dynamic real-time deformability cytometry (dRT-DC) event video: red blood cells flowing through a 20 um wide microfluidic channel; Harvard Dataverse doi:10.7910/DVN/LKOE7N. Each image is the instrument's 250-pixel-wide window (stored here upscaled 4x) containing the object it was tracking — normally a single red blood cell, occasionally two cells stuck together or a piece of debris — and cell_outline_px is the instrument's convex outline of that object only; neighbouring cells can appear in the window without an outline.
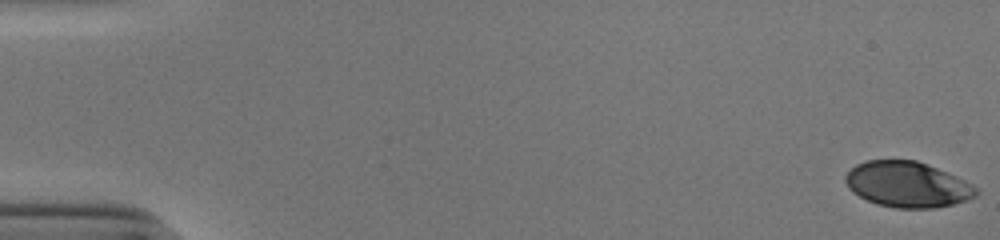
{"species": "human", "species_latin": "Homo sapiens", "temperature_condition": "cold", "stored_images_in_passage": 53, "camera_frame_rate_fps": 3000, "um_per_image_px": 0.085, "donor": {"sex": "male"}, "frame": {"image": 1, "passage_image": 1, "time_ms": 0.0, "image_size_px": [1000, 240], "cell_outline_px": [[980, 192], [976, 196], [952, 204], [936, 208], [896, 208], [880, 204], [868, 200], [852, 192], [848, 188], [844, 180], [844, 176], [856, 164], [864, 160], [916, 160], [928, 164], [956, 176], [972, 184]], "centroid_in_image_um": [77.12, 15.67], "position_along_channel_um": 7.9, "area_um2": 34.68}}
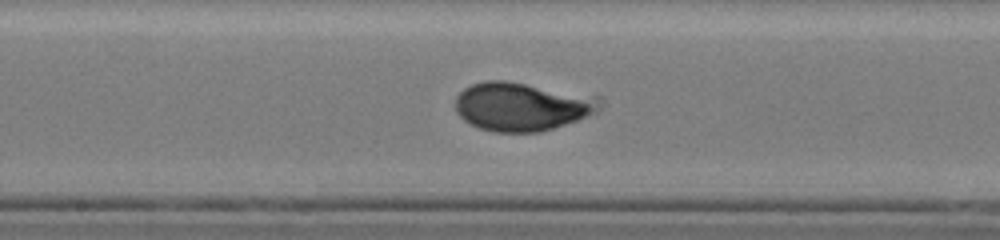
{"frame": {"image": 2, "passage_image": 29, "time_ms": 9.333, "image_size_px": [1000, 240], "cell_outline_px": [[592, 112], [576, 120], [540, 132], [492, 132], [480, 128], [464, 120], [456, 112], [456, 96], [464, 88], [472, 84], [484, 80], [504, 80], [524, 84], [580, 100], [588, 104], [592, 108]], "centroid_in_image_um": [43.91, 9.12], "position_along_channel_um": 204.3, "area_um2": 37.28}}
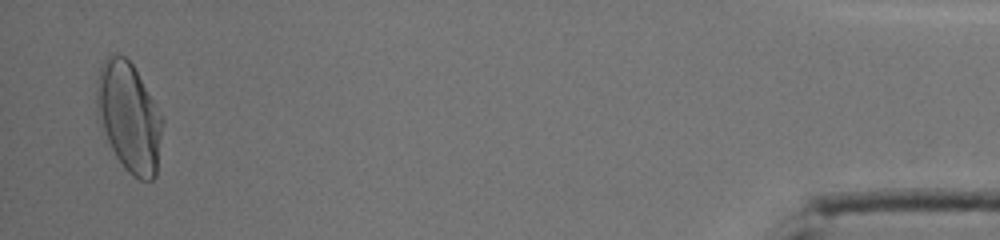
{"frame": {"image": 3, "passage_image": 52, "time_ms": 17.0, "image_size_px": [1000, 240], "cell_outline_px": [[164, 120], [156, 176], [152, 180], [140, 180], [132, 176], [124, 168], [116, 156], [96, 120], [96, 80], [100, 68], [104, 60], [112, 52], [116, 52], [124, 56], [132, 64]], "centroid_in_image_um": [10.94, 9.96], "position_along_channel_um": 424.3, "area_um2": 42.25}, "authors_computed_cell_mechanics": {"area_um2": 36.414, "velocity_mm_per_s": 3.9042, "shape_relaxation_time_tau1_ms": 4.3381, "shape_relaxation_time_tau2_ms": null, "deformation_change_tau1": 0.1795, "deformation_change_tau2": null}}